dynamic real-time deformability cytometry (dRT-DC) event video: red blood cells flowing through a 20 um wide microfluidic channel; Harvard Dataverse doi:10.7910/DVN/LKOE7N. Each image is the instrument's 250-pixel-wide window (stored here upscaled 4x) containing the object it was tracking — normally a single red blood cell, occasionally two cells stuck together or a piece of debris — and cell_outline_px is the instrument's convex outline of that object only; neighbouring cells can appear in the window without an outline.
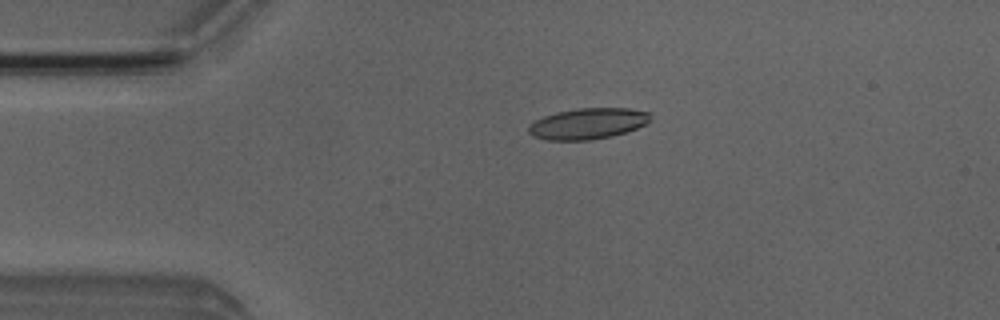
{"species": "Egyptian fruit bat (a non-hibernating species)", "species_latin": "Rousettus aegyptiacus", "temperature_condition": "room temperature", "stored_images_in_passage": 4, "camera_frame_rate_fps": 3000, "um_per_image_px": 0.085, "animal": {"sex": "male"}, "frame": {"image": 1, "passage_image": 3, "time_ms": 3.0, "image_size_px": [1000, 320], "cell_outline_px": [[652, 120], [636, 128], [612, 136], [592, 140], [544, 140], [532, 136], [528, 132], [528, 128], [536, 120], [544, 116], [556, 112], [576, 108], [628, 108], [648, 112], [652, 116]], "centroid_in_image_um": [49.96, 10.51], "position_along_channel_um": 35.0, "area_um2": 22.02}}